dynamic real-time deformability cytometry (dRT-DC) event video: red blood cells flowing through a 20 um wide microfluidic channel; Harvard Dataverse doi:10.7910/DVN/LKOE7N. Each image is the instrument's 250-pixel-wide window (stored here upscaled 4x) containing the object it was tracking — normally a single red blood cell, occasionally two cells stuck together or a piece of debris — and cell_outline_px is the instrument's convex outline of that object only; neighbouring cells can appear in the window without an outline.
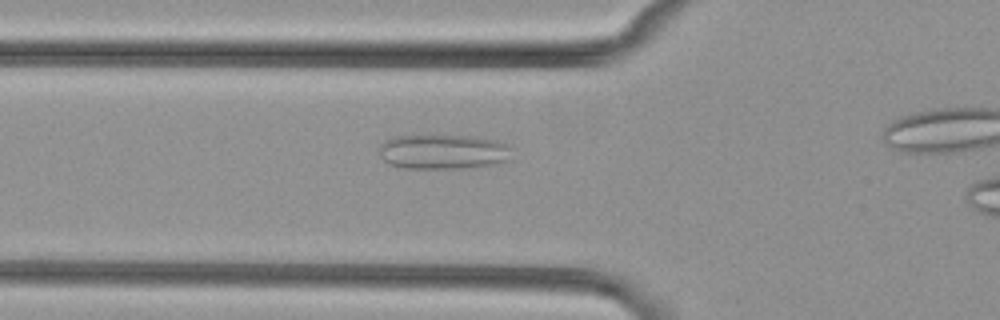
{"species": "common noctule bat (a hibernating species)", "species_latin": "Nyctalus noctula", "temperature_condition": "cold", "stored_images_in_passage": 40, "camera_frame_rate_fps": 3000, "um_per_image_px": 0.085, "animal": {"sex": "female", "body_mass_g": 29.2, "forearm_length_mm": 56.3}, "frame": {"image": 1, "passage_image": 15, "time_ms": 4.667, "image_size_px": [1000, 320], "cell_outline_px": [[508, 160], [496, 164], [468, 168], [404, 168], [388, 164], [380, 156], [380, 148], [384, 140], [396, 136], [424, 132], [476, 136], [496, 140], [508, 144]], "centroid_in_image_um": [37.61, 12.84], "position_along_channel_um": 88.2, "area_um2": 27.92}}
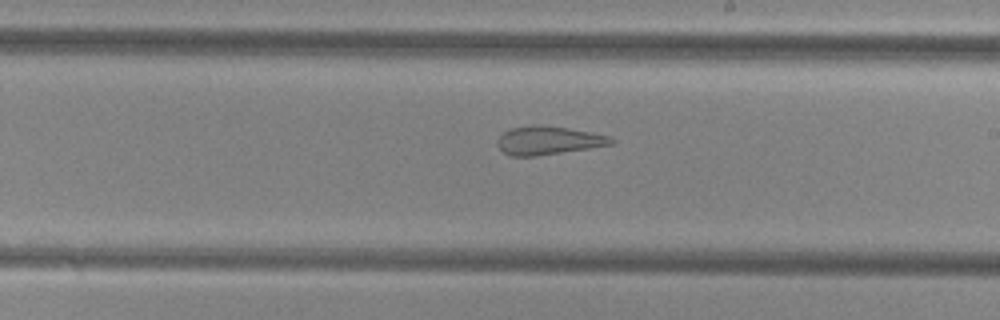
{"frame": {"image": 2, "passage_image": 27, "time_ms": 8.667, "image_size_px": [1000, 320], "cell_outline_px": [[616, 140], [612, 144], [588, 148], [536, 156], [512, 156], [504, 152], [496, 144], [496, 140], [504, 132], [512, 128], [532, 124], [544, 124], [568, 128], [608, 136]], "centroid_in_image_um": [46.56, 11.92], "position_along_channel_um": 242.4, "area_um2": 18.73}}
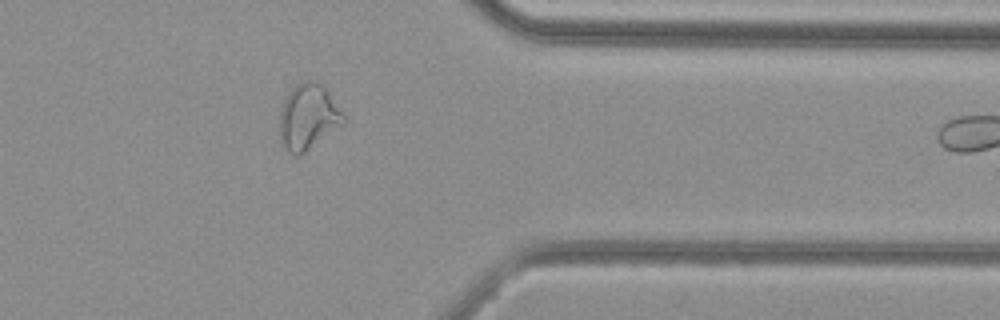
{"frame": {"image": 3, "passage_image": 39, "time_ms": 12.667, "image_size_px": [1000, 320], "cell_outline_px": [[348, 120], [344, 124], [300, 156], [292, 156], [280, 144], [280, 112], [284, 100], [288, 92], [296, 84], [304, 80], [316, 80], [328, 92]], "centroid_in_image_um": [26.19, 9.97], "position_along_channel_um": 385.2, "area_um2": 24.68}}